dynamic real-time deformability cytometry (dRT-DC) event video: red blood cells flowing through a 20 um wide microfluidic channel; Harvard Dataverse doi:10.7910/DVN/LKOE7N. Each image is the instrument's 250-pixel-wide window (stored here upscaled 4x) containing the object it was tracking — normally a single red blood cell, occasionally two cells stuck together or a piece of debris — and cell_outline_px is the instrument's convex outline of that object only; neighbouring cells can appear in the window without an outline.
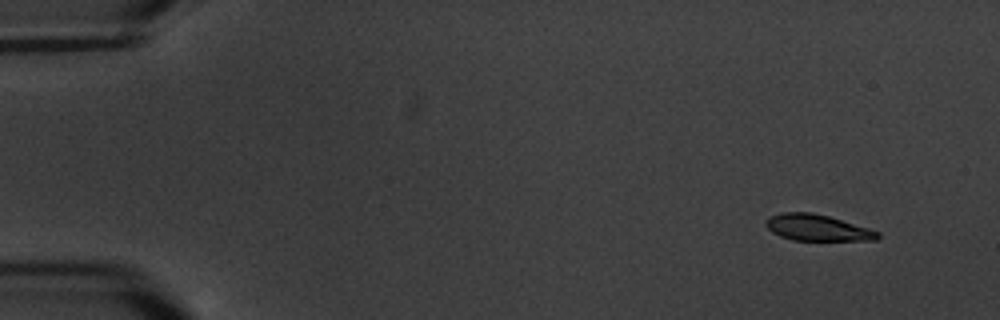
{"species": "common noctule bat (a hibernating species)", "species_latin": "Nyctalus noctula", "temperature_condition": "warm", "stored_images_in_passage": 5, "camera_frame_rate_fps": 3000, "um_per_image_px": 0.085, "animal": {"sex": "male", "body_mass_g": 20.1, "forearm_length_mm": 53.5}, "frame": {"image": 1, "passage_image": 1, "time_ms": 0.0, "image_size_px": [1000, 320], "cell_outline_px": [[880, 236], [876, 240], [792, 240], [780, 236], [772, 232], [764, 224], [764, 220], [772, 216], [784, 212], [812, 212], [828, 216], [868, 228], [880, 232]], "centroid_in_image_um": [69.45, 19.35], "position_along_channel_um": 15.6, "area_um2": 16.99}}
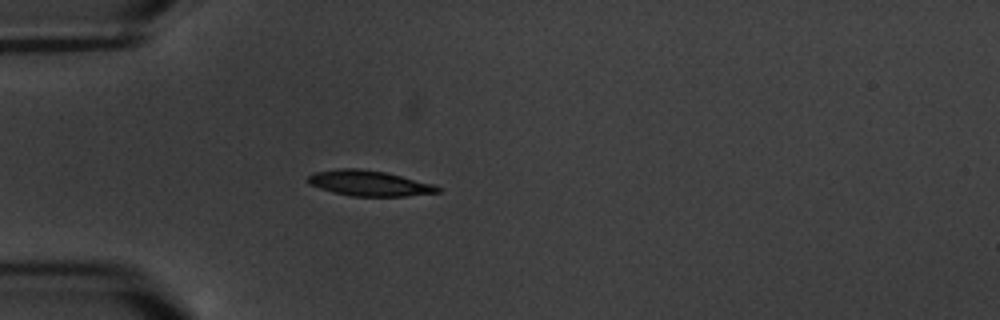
{"frame": {"image": 2, "passage_image": 4, "time_ms": 4.333, "image_size_px": [1000, 320], "cell_outline_px": [[440, 192], [404, 196], [352, 196], [332, 192], [308, 184], [308, 176], [312, 172], [336, 168], [356, 168], [384, 172], [432, 184], [440, 188]], "centroid_in_image_um": [31.3, 15.57], "position_along_channel_um": 53.7, "area_um2": 19.07}}